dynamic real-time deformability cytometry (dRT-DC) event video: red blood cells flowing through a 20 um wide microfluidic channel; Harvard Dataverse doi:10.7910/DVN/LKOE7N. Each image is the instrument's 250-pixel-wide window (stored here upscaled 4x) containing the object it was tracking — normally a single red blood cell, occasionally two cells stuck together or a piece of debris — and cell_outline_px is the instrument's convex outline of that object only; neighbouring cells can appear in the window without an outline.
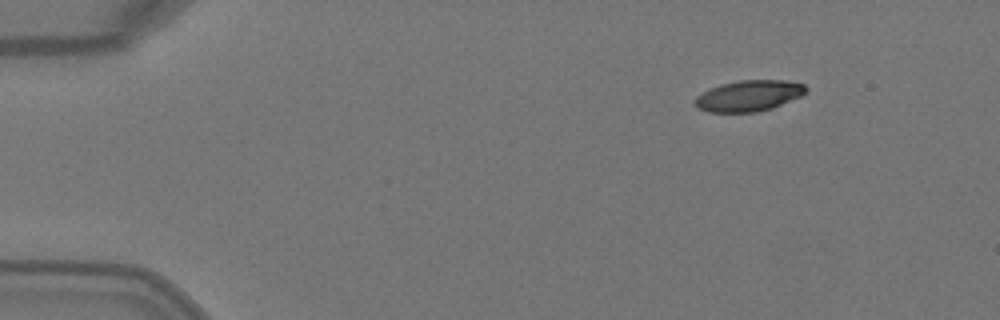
{"species": "Egyptian fruit bat (a non-hibernating species)", "species_latin": "Rousettus aegyptiacus", "temperature_condition": "warm", "stored_images_in_passage": 5, "segment_of_instrument_passage": [2, 2], "camera_frame_rate_fps": 3000, "um_per_image_px": 0.085, "animal": {"sex": "female"}, "frame": {"image": 1, "passage_image": 5, "time_ms": 1.333, "image_size_px": [1000, 320], "cell_outline_px": [[808, 88], [800, 96], [772, 108], [756, 112], [708, 112], [700, 108], [696, 104], [696, 96], [720, 84], [736, 80], [784, 80], [804, 84]], "centroid_in_image_um": [63.67, 8.13], "position_along_channel_um": 21.3, "area_um2": 19.77}}